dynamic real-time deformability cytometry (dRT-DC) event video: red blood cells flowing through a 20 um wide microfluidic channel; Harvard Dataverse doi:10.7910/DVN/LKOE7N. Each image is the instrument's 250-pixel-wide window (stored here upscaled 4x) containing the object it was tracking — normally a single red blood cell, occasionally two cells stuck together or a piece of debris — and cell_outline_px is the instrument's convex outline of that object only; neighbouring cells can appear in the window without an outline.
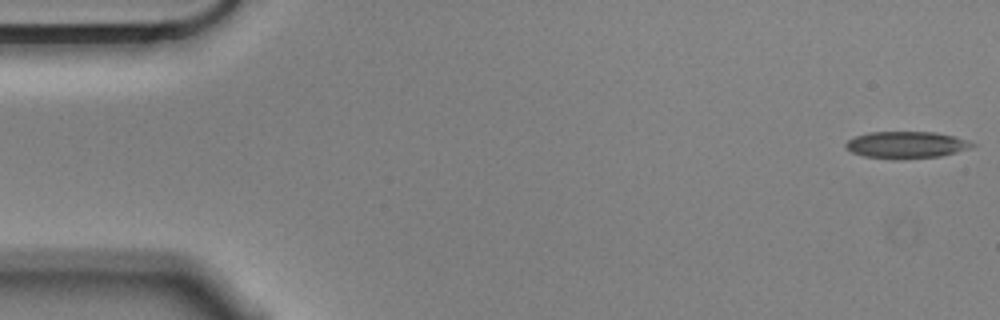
{"species": "Egyptian fruit bat (a non-hibernating species)", "species_latin": "Rousettus aegyptiacus", "temperature_condition": "cold", "stored_images_in_passage": 56, "camera_frame_rate_fps": 3000, "um_per_image_px": 0.085, "animal": {"sex": "male"}, "frame": {"image": 1, "passage_image": 1, "time_ms": 0.0, "image_size_px": [1000, 320], "cell_outline_px": [[976, 144], [968, 148], [956, 152], [940, 156], [896, 160], [892, 160], [864, 156], [852, 152], [844, 144], [848, 140], [856, 136], [868, 132], [936, 132], [956, 136], [968, 140]], "centroid_in_image_um": [77.03, 12.32], "position_along_channel_um": 8.0, "area_um2": 19.88}}
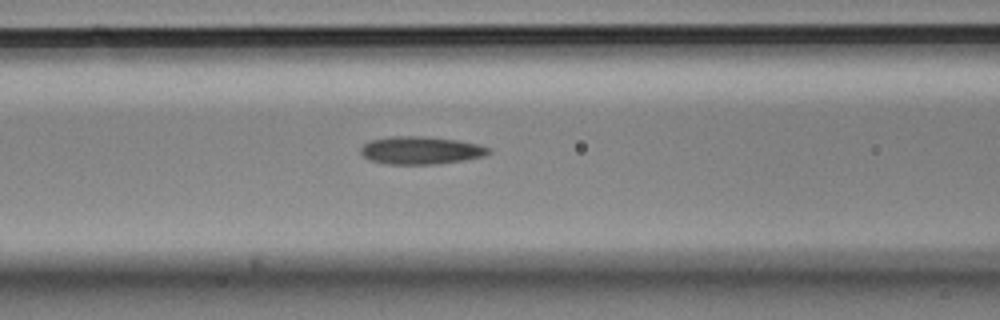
{"frame": {"image": 2, "passage_image": 22, "time_ms": 7.0, "image_size_px": [1000, 320], "cell_outline_px": [[492, 152], [484, 156], [464, 160], [436, 164], [388, 164], [372, 160], [364, 156], [360, 152], [360, 148], [364, 144], [372, 140], [392, 136], [424, 136], [456, 140], [480, 144], [492, 148]], "centroid_in_image_um": [35.82, 12.77], "position_along_channel_um": 130.8, "area_um2": 20.69}}
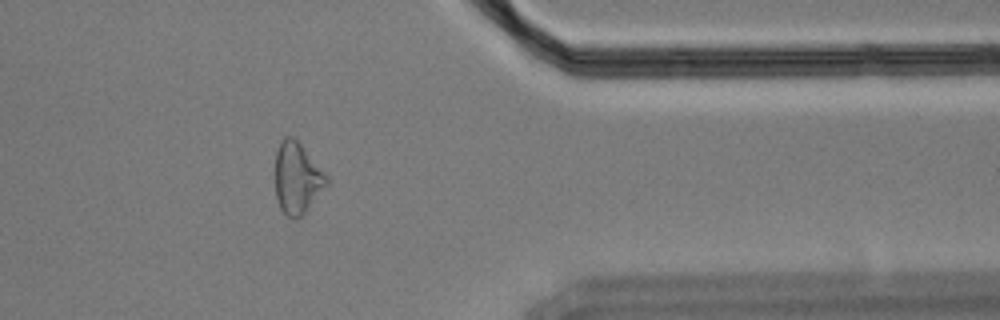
{"frame": {"image": 3, "passage_image": 45, "time_ms": 14.667, "image_size_px": [1000, 320], "cell_outline_px": [[328, 184], [304, 212], [300, 216], [288, 216], [280, 208], [276, 196], [276, 152], [280, 140], [284, 136], [292, 136], [300, 144], [328, 176]], "centroid_in_image_um": [25.25, 15.09], "position_along_channel_um": 386.2, "area_um2": 20.81}, "authors_computed_cell_mechanics": {"area_um2": 20.5479, "velocity_mm_per_s": 3.5551, "shape_relaxation_time_tau1_ms": null, "shape_relaxation_time_tau2_ms": 6.451, "deformation_change_tau1": null, "deformation_change_tau2": 0.186}}